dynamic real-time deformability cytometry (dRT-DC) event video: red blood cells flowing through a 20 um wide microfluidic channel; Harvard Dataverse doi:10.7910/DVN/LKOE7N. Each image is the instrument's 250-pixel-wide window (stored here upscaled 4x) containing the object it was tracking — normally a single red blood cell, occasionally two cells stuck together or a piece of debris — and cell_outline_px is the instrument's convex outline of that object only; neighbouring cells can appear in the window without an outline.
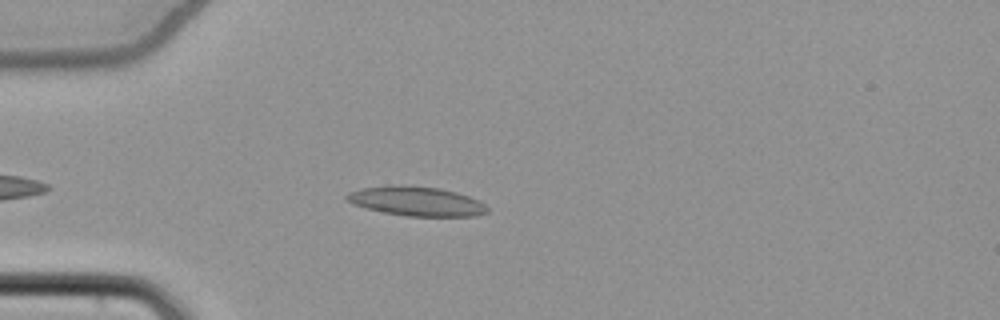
{"species": "common noctule bat (a hibernating species)", "species_latin": "Nyctalus noctula", "temperature_condition": "cold", "stored_images_in_passage": 40, "camera_frame_rate_fps": 3000, "um_per_image_px": 0.085, "animal": {"sex": "female", "body_mass_g": 22.7, "forearm_length_mm": 54.2}, "frame": {"image": 1, "passage_image": 10, "time_ms": 3.0, "image_size_px": [1000, 320], "cell_outline_px": [[480, 212], [464, 216], [416, 216], [388, 212], [372, 208], [360, 204], [352, 200], [360, 192], [372, 188], [432, 188], [464, 196], [472, 200]], "centroid_in_image_um": [35.45, 17.16], "position_along_channel_um": 49.5, "area_um2": 19.71}}
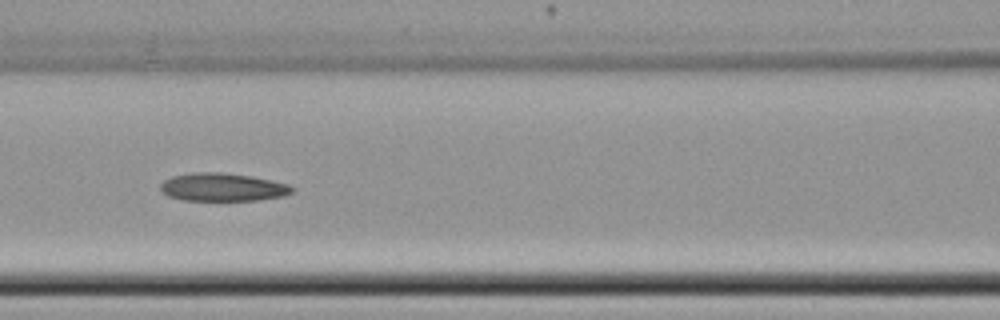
{"frame": {"image": 2, "passage_image": 19, "time_ms": 6.0, "image_size_px": [1000, 320], "cell_outline_px": [[292, 188], [288, 192], [276, 196], [248, 200], [192, 200], [172, 196], [164, 192], [164, 184], [168, 180], [176, 176], [244, 176], [264, 180], [280, 184]], "centroid_in_image_um": [18.91, 15.98], "position_along_channel_um": 147.7, "area_um2": 18.21}}
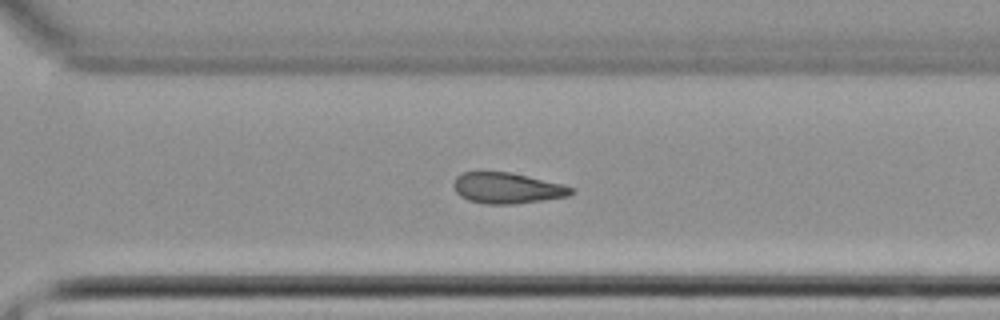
{"frame": {"image": 3, "passage_image": 33, "time_ms": 10.667, "image_size_px": [1000, 320], "cell_outline_px": [[572, 192], [564, 196], [532, 200], [472, 200], [464, 196], [456, 188], [456, 180], [464, 172], [504, 172], [524, 176], [572, 188]], "centroid_in_image_um": [43.08, 15.9], "position_along_channel_um": 327.5, "area_um2": 18.09}, "authors_computed_cell_mechanics": {"area_um2": 18.4382, "velocity_mm_per_s": 3.8574, "shape_relaxation_time_tau1_ms": null, "shape_relaxation_time_tau2_ms": 3.9084, "deformation_change_tau1": null, "deformation_change_tau2": 0.1327}}